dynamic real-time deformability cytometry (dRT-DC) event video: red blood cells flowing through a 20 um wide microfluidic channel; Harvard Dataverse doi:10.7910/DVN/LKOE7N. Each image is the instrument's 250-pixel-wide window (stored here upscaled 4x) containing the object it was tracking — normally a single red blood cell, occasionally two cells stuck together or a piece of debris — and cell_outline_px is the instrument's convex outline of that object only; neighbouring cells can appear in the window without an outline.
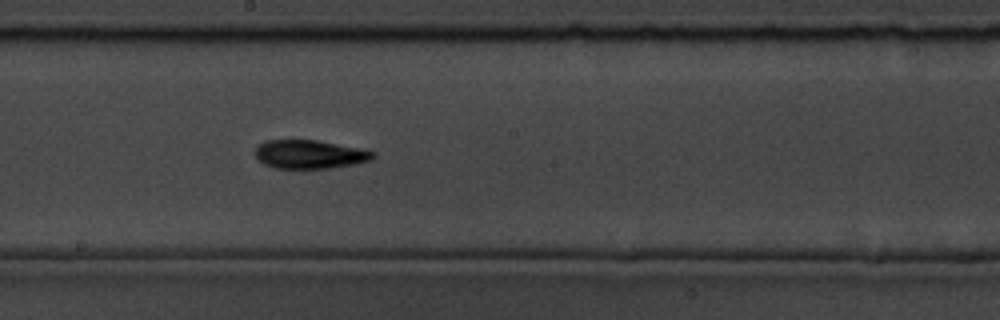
{"species": "common noctule bat (a hibernating species)", "species_latin": "Nyctalus noctula", "temperature_condition": "room temperature", "stored_images_in_passage": 10, "camera_frame_rate_fps": 3000, "um_per_image_px": 0.085, "animal": {"sex": "male", "body_mass_g": 19.5, "forearm_length_mm": 54.6}, "frame": {"image": 1, "passage_image": 10, "time_ms": 11.333, "image_size_px": [1000, 320], "cell_outline_px": [[376, 156], [372, 160], [352, 164], [328, 168], [276, 168], [264, 164], [256, 160], [256, 148], [264, 140], [316, 140], [360, 148], [376, 152]], "centroid_in_image_um": [26.32, 13.11], "position_along_channel_um": 221.9, "area_um2": 19.59}}